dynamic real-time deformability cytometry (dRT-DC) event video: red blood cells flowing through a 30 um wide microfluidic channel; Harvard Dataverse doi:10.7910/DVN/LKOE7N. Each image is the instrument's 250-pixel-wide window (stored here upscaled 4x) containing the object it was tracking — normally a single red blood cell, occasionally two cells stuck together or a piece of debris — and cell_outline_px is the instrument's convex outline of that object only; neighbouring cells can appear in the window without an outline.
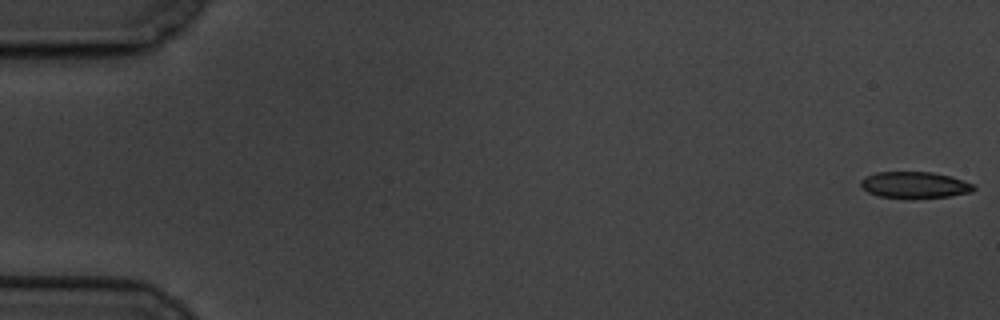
{"species": "common noctule bat (a hibernating species)", "species_latin": "Nyctalus noctula", "temperature_condition": "cold", "stored_images_in_passage": 7, "camera_frame_rate_fps": 3000, "um_per_image_px": 0.085, "animal": {"sex": "male", "body_mass_g": 19.5, "forearm_length_mm": 54.6}, "frame": {"image": 1, "passage_image": 1, "time_ms": 0.0, "image_size_px": [1000, 320], "cell_outline_px": [[976, 188], [972, 192], [948, 196], [912, 200], [880, 196], [868, 192], [860, 184], [860, 180], [864, 176], [876, 172], [932, 172], [948, 176], [976, 184]], "centroid_in_image_um": [77.75, 15.74], "position_along_channel_um": 7.3, "area_um2": 17.74}}
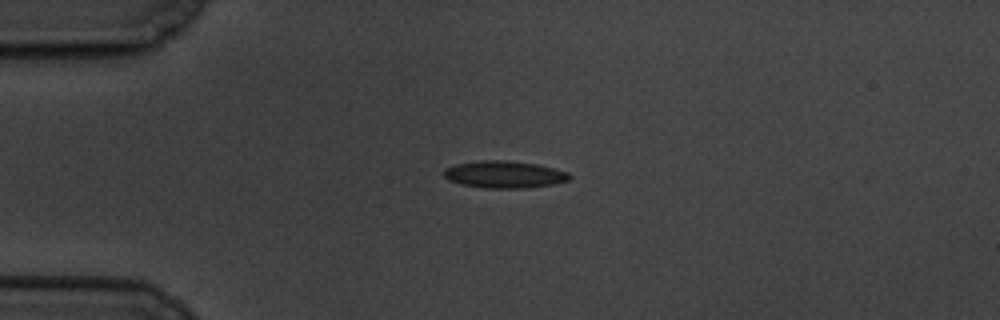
{"frame": {"image": 2, "passage_image": 5, "time_ms": 4.667, "image_size_px": [1000, 320], "cell_outline_px": [[572, 176], [568, 180], [556, 184], [524, 188], [488, 188], [460, 184], [448, 180], [444, 176], [444, 168], [456, 164], [480, 160], [504, 160], [540, 164], [568, 172]], "centroid_in_image_um": [42.88, 14.82], "position_along_channel_um": 42.1, "area_um2": 20.0}}
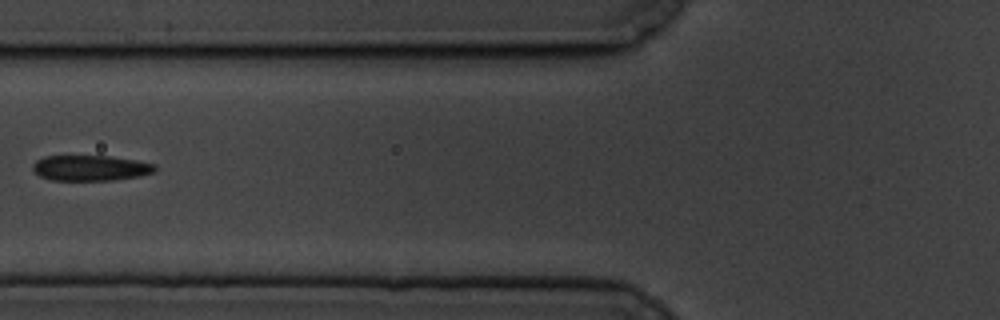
{"frame": {"image": 3, "passage_image": 7, "time_ms": 7.667, "image_size_px": [1000, 320], "cell_outline_px": [[156, 172], [140, 176], [112, 180], [52, 180], [40, 176], [32, 168], [32, 164], [36, 160], [44, 156], [108, 156], [136, 160], [156, 164]], "centroid_in_image_um": [7.71, 14.27], "position_along_channel_um": 118.1, "area_um2": 18.21}}